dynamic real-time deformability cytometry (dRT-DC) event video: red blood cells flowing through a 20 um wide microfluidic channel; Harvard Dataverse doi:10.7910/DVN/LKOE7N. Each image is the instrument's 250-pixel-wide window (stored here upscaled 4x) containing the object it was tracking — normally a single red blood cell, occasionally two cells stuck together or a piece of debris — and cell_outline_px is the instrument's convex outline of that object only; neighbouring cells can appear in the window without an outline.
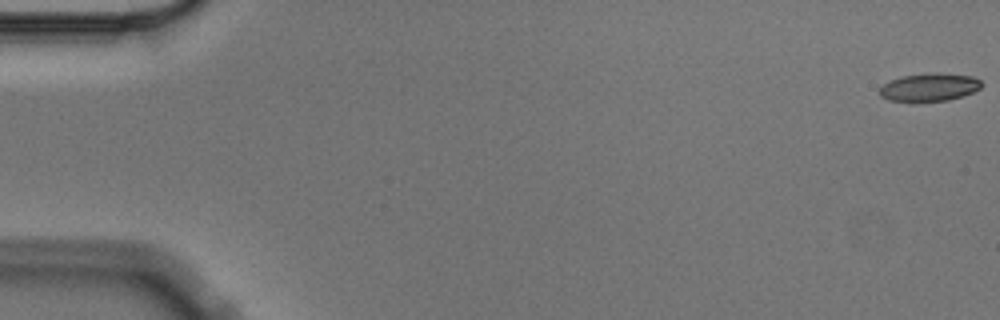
{"species": "Egyptian fruit bat (a non-hibernating species)", "species_latin": "Rousettus aegyptiacus", "temperature_condition": "cold", "stored_images_in_passage": 4, "camera_frame_rate_fps": 3000, "um_per_image_px": 0.085, "animal": {"sex": "male"}, "frame": {"image": 1, "passage_image": 1, "time_ms": 0.0, "image_size_px": [1000, 320], "cell_outline_px": [[984, 84], [980, 88], [964, 96], [948, 100], [912, 104], [888, 100], [880, 96], [880, 88], [884, 84], [892, 80], [904, 76], [928, 72], [936, 72], [972, 76], [980, 80]], "centroid_in_image_um": [78.99, 7.45], "position_along_channel_um": 6.0, "area_um2": 17.22}}